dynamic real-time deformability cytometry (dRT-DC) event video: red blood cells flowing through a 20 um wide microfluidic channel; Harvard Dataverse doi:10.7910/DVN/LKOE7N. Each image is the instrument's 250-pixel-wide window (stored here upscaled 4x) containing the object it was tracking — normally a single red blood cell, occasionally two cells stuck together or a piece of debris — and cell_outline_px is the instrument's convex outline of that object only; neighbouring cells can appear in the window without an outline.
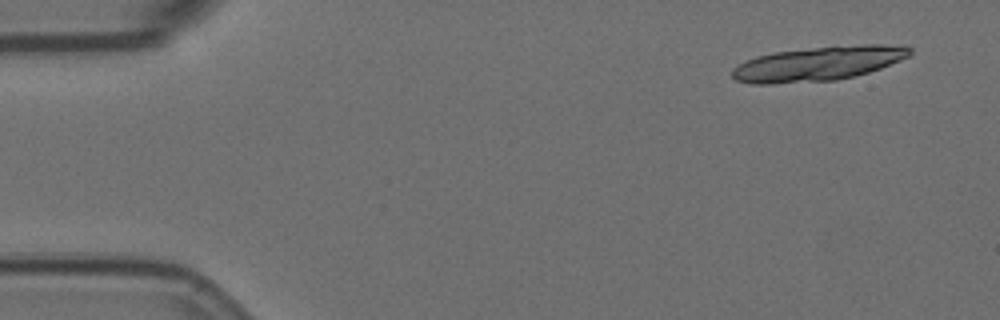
{"species": "Egyptian fruit bat (a non-hibernating species)", "species_latin": "Rousettus aegyptiacus", "temperature_condition": "room temperature", "stored_images_in_passage": 7, "camera_frame_rate_fps": 3000, "um_per_image_px": 0.085, "animal": {"sex": "female"}, "frame": {"image": 1, "passage_image": 2, "time_ms": 0.333, "image_size_px": [1000, 320], "cell_outline_px": [[912, 56], [880, 68], [856, 76], [836, 80], [772, 84], [752, 84], [736, 80], [732, 76], [732, 68], [736, 64], [744, 60], [756, 56], [772, 52], [812, 48], [860, 44], [908, 44], [912, 48]], "centroid_in_image_um": [69.59, 5.4], "position_along_channel_um": 15.4, "area_um2": 36.13}}
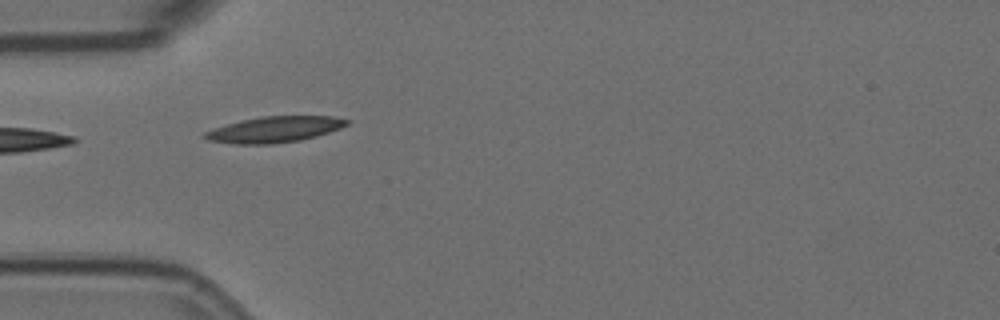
{"frame": {"image": 2, "passage_image": 6, "time_ms": 1.667, "image_size_px": [1000, 320], "cell_outline_px": [[352, 120], [348, 124], [340, 128], [316, 136], [300, 140], [272, 144], [232, 144], [208, 140], [200, 136], [204, 132], [240, 120], [260, 116], [332, 116]], "centroid_in_image_um": [23.32, 11.0], "position_along_channel_um": 61.7, "area_um2": 21.5}}
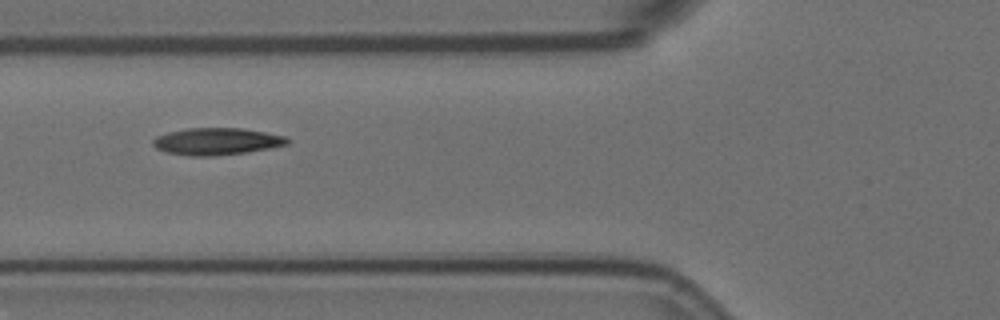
{"frame": {"image": 3, "passage_image": 7, "time_ms": 2.0, "image_size_px": [1000, 320], "cell_outline_px": [[292, 140], [288, 144], [268, 148], [244, 152], [212, 156], [192, 156], [168, 152], [156, 148], [152, 144], [152, 140], [156, 136], [168, 132], [188, 128], [244, 128], [288, 136]], "centroid_in_image_um": [18.45, 12.0], "position_along_channel_um": 107.3, "area_um2": 21.15}}